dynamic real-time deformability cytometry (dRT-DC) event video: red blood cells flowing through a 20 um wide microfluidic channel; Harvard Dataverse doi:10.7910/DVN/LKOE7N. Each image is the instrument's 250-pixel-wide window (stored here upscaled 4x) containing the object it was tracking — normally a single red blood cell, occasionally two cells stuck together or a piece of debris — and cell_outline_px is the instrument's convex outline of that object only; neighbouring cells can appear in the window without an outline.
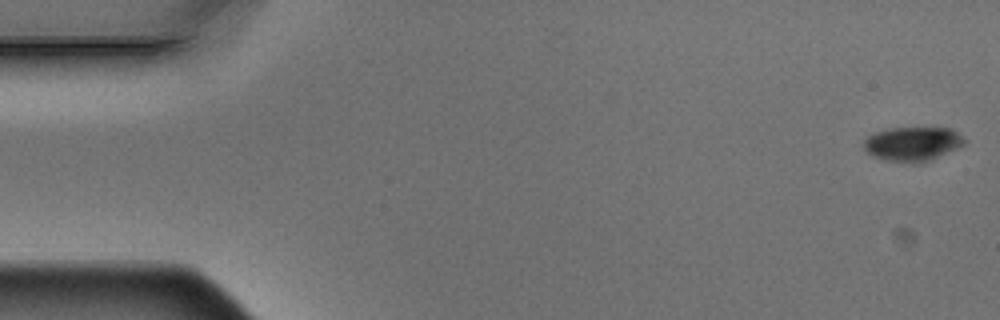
{"species": "Egyptian fruit bat (a non-hibernating species)", "species_latin": "Rousettus aegyptiacus", "temperature_condition": "warm", "stored_images_in_passage": 5, "camera_frame_rate_fps": 3000, "um_per_image_px": 0.085, "animal": {"sex": "male"}, "frame": {"image": 1, "passage_image": 1, "time_ms": 0.0, "image_size_px": [1000, 320], "cell_outline_px": [[968, 140], [964, 144], [956, 148], [920, 164], [912, 164], [888, 160], [872, 156], [864, 148], [864, 140], [868, 136], [876, 132], [888, 128], [952, 128]], "centroid_in_image_um": [77.58, 12.23], "position_along_channel_um": 7.4, "area_um2": 20.06}}
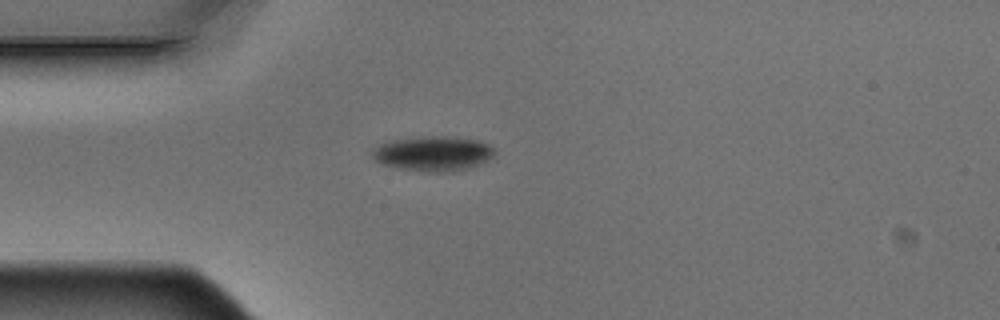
{"frame": {"image": 2, "passage_image": 4, "time_ms": 1.0, "image_size_px": [1000, 320], "cell_outline_px": [[496, 152], [488, 160], [472, 168], [456, 172], [428, 172], [400, 168], [384, 164], [376, 160], [372, 156], [372, 148], [388, 140], [420, 136], [456, 136], [476, 140], [488, 144]], "centroid_in_image_um": [36.83, 13.04], "position_along_channel_um": 48.2, "area_um2": 25.2}}